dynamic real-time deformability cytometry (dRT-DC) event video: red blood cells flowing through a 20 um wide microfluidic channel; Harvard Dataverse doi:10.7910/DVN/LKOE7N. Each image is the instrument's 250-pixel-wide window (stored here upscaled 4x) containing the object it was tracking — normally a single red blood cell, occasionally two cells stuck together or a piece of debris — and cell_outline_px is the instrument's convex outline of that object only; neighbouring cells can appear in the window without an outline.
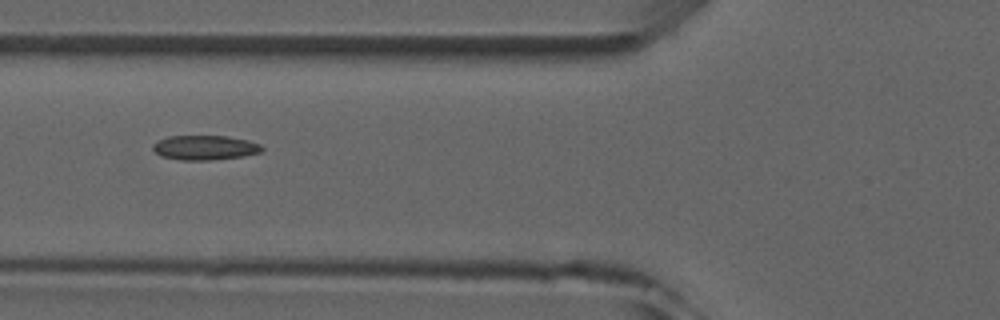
{"species": "common noctule bat (a hibernating species)", "species_latin": "Nyctalus noctula", "temperature_condition": "room temperature", "stored_images_in_passage": 6, "camera_frame_rate_fps": 3000, "um_per_image_px": 0.085, "animal": {"sex": "male", "forearm_length_mm": 52.5}, "frame": {"image": 1, "passage_image": 6, "time_ms": 5.667, "image_size_px": [1000, 320], "cell_outline_px": [[264, 148], [260, 152], [244, 156], [212, 160], [180, 160], [160, 156], [152, 148], [152, 144], [156, 140], [168, 136], [228, 136], [248, 140], [260, 144]], "centroid_in_image_um": [17.39, 12.54], "position_along_channel_um": 108.4, "area_um2": 15.78}}